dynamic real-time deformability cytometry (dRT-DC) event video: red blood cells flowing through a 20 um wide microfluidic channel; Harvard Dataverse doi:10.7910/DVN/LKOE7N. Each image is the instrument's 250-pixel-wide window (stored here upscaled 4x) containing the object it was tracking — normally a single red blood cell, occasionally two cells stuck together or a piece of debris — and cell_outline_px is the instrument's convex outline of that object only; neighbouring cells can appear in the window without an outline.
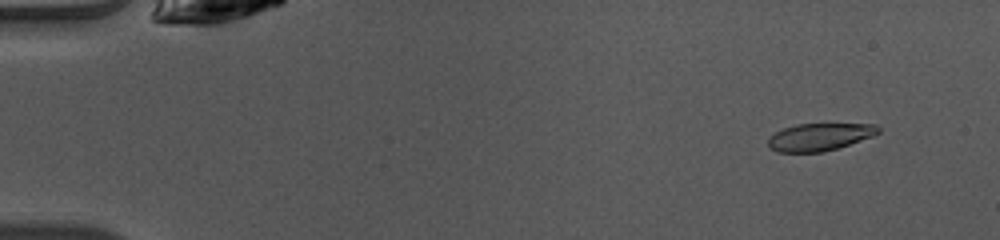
{"species": "common noctule bat (a hibernating species)", "species_latin": "Nyctalus noctula", "temperature_condition": "warm", "stored_images_in_passage": 49, "camera_frame_rate_fps": 3000, "um_per_image_px": 0.085, "animal": {"sex": "female", "body_mass_g": 10.0, "forearm_length_mm": 53.1}, "frame": {"image": 1, "passage_image": 5, "time_ms": 1.333, "image_size_px": [1000, 240], "cell_outline_px": [[880, 132], [872, 136], [824, 152], [776, 152], [768, 148], [768, 140], [776, 132], [784, 128], [796, 124], [876, 124], [880, 128]], "centroid_in_image_um": [69.64, 11.64], "position_along_channel_um": 15.4, "area_um2": 17.46}}
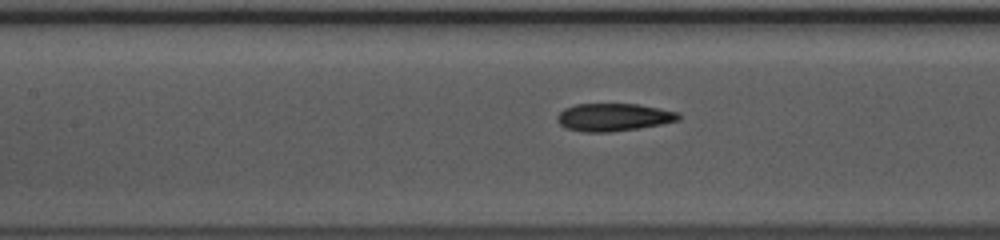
{"frame": {"image": 2, "passage_image": 23, "time_ms": 7.333, "image_size_px": [1000, 240], "cell_outline_px": [[680, 120], [640, 128], [608, 132], [584, 132], [568, 128], [560, 124], [556, 120], [556, 116], [564, 108], [576, 104], [640, 104], [680, 112]], "centroid_in_image_um": [52.17, 9.95], "position_along_channel_um": 155.2, "area_um2": 19.65}}
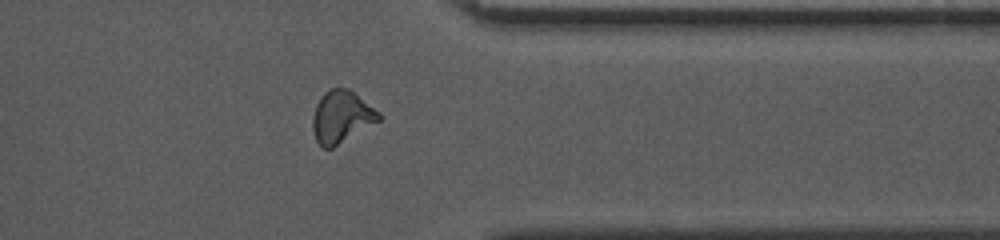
{"frame": {"image": 3, "passage_image": 40, "time_ms": 13.0, "image_size_px": [1000, 240], "cell_outline_px": [[380, 120], [332, 148], [324, 148], [316, 140], [312, 128], [312, 116], [316, 104], [324, 92], [328, 88], [348, 88], [380, 112]], "centroid_in_image_um": [29.0, 9.91], "position_along_channel_um": 382.4, "area_um2": 19.94}, "authors_computed_cell_mechanics": {"area_um2": 19.2474, "velocity_mm_per_s": 4.091, "shape_relaxation_time_tau1_ms": 4.5617, "shape_relaxation_time_tau2_ms": 1.5983, "deformation_change_tau1": 0.1688, "deformation_change_tau2": 0.0919}}